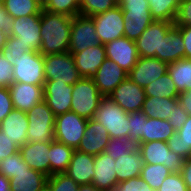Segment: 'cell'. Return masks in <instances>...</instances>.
Returning <instances> with one entry per match:
<instances>
[{
    "instance_id": "obj_1",
    "label": "cell",
    "mask_w": 191,
    "mask_h": 191,
    "mask_svg": "<svg viewBox=\"0 0 191 191\" xmlns=\"http://www.w3.org/2000/svg\"><path fill=\"white\" fill-rule=\"evenodd\" d=\"M71 25V16L42 9L40 53L50 55L69 52Z\"/></svg>"
},
{
    "instance_id": "obj_2",
    "label": "cell",
    "mask_w": 191,
    "mask_h": 191,
    "mask_svg": "<svg viewBox=\"0 0 191 191\" xmlns=\"http://www.w3.org/2000/svg\"><path fill=\"white\" fill-rule=\"evenodd\" d=\"M27 139L30 143H52L55 141V115L45 100L34 105L27 112Z\"/></svg>"
},
{
    "instance_id": "obj_3",
    "label": "cell",
    "mask_w": 191,
    "mask_h": 191,
    "mask_svg": "<svg viewBox=\"0 0 191 191\" xmlns=\"http://www.w3.org/2000/svg\"><path fill=\"white\" fill-rule=\"evenodd\" d=\"M101 123L109 133V137H129V113L124 111L109 96H103L93 118Z\"/></svg>"
},
{
    "instance_id": "obj_4",
    "label": "cell",
    "mask_w": 191,
    "mask_h": 191,
    "mask_svg": "<svg viewBox=\"0 0 191 191\" xmlns=\"http://www.w3.org/2000/svg\"><path fill=\"white\" fill-rule=\"evenodd\" d=\"M71 109L79 116L89 120L93 118L103 95L98 91L92 78L82 77L73 85Z\"/></svg>"
},
{
    "instance_id": "obj_5",
    "label": "cell",
    "mask_w": 191,
    "mask_h": 191,
    "mask_svg": "<svg viewBox=\"0 0 191 191\" xmlns=\"http://www.w3.org/2000/svg\"><path fill=\"white\" fill-rule=\"evenodd\" d=\"M124 16V37L136 41L154 21L147 0H130L121 5Z\"/></svg>"
},
{
    "instance_id": "obj_6",
    "label": "cell",
    "mask_w": 191,
    "mask_h": 191,
    "mask_svg": "<svg viewBox=\"0 0 191 191\" xmlns=\"http://www.w3.org/2000/svg\"><path fill=\"white\" fill-rule=\"evenodd\" d=\"M43 57L46 81L65 82L68 85H74L82 78L71 53L50 54L43 55Z\"/></svg>"
},
{
    "instance_id": "obj_7",
    "label": "cell",
    "mask_w": 191,
    "mask_h": 191,
    "mask_svg": "<svg viewBox=\"0 0 191 191\" xmlns=\"http://www.w3.org/2000/svg\"><path fill=\"white\" fill-rule=\"evenodd\" d=\"M13 82L44 86V57L40 52L28 51L15 59Z\"/></svg>"
},
{
    "instance_id": "obj_8",
    "label": "cell",
    "mask_w": 191,
    "mask_h": 191,
    "mask_svg": "<svg viewBox=\"0 0 191 191\" xmlns=\"http://www.w3.org/2000/svg\"><path fill=\"white\" fill-rule=\"evenodd\" d=\"M88 120L73 111L55 116V141L77 149L87 127Z\"/></svg>"
},
{
    "instance_id": "obj_9",
    "label": "cell",
    "mask_w": 191,
    "mask_h": 191,
    "mask_svg": "<svg viewBox=\"0 0 191 191\" xmlns=\"http://www.w3.org/2000/svg\"><path fill=\"white\" fill-rule=\"evenodd\" d=\"M145 164H162L170 172L181 173L184 158L171 151L167 142L151 141L139 144V149Z\"/></svg>"
},
{
    "instance_id": "obj_10",
    "label": "cell",
    "mask_w": 191,
    "mask_h": 191,
    "mask_svg": "<svg viewBox=\"0 0 191 191\" xmlns=\"http://www.w3.org/2000/svg\"><path fill=\"white\" fill-rule=\"evenodd\" d=\"M93 19L99 43L107 44L113 40L124 37V16L120 5L104 13L91 16Z\"/></svg>"
},
{
    "instance_id": "obj_11",
    "label": "cell",
    "mask_w": 191,
    "mask_h": 191,
    "mask_svg": "<svg viewBox=\"0 0 191 191\" xmlns=\"http://www.w3.org/2000/svg\"><path fill=\"white\" fill-rule=\"evenodd\" d=\"M41 14L27 17L14 18L11 33L17 42L27 47L30 51L40 52L41 47Z\"/></svg>"
},
{
    "instance_id": "obj_12",
    "label": "cell",
    "mask_w": 191,
    "mask_h": 191,
    "mask_svg": "<svg viewBox=\"0 0 191 191\" xmlns=\"http://www.w3.org/2000/svg\"><path fill=\"white\" fill-rule=\"evenodd\" d=\"M99 37L91 17H72L69 53H78L98 44Z\"/></svg>"
},
{
    "instance_id": "obj_13",
    "label": "cell",
    "mask_w": 191,
    "mask_h": 191,
    "mask_svg": "<svg viewBox=\"0 0 191 191\" xmlns=\"http://www.w3.org/2000/svg\"><path fill=\"white\" fill-rule=\"evenodd\" d=\"M173 24L154 20L135 41L139 57L157 58L160 55L161 41Z\"/></svg>"
},
{
    "instance_id": "obj_14",
    "label": "cell",
    "mask_w": 191,
    "mask_h": 191,
    "mask_svg": "<svg viewBox=\"0 0 191 191\" xmlns=\"http://www.w3.org/2000/svg\"><path fill=\"white\" fill-rule=\"evenodd\" d=\"M109 97L127 113L141 111L146 99L144 88L128 77L122 81Z\"/></svg>"
},
{
    "instance_id": "obj_15",
    "label": "cell",
    "mask_w": 191,
    "mask_h": 191,
    "mask_svg": "<svg viewBox=\"0 0 191 191\" xmlns=\"http://www.w3.org/2000/svg\"><path fill=\"white\" fill-rule=\"evenodd\" d=\"M106 57L117 63L125 72L129 73L136 65L139 54L135 41L121 37L105 44Z\"/></svg>"
},
{
    "instance_id": "obj_16",
    "label": "cell",
    "mask_w": 191,
    "mask_h": 191,
    "mask_svg": "<svg viewBox=\"0 0 191 191\" xmlns=\"http://www.w3.org/2000/svg\"><path fill=\"white\" fill-rule=\"evenodd\" d=\"M168 65L155 57H139L136 65L128 73V78L144 88L168 72Z\"/></svg>"
},
{
    "instance_id": "obj_17",
    "label": "cell",
    "mask_w": 191,
    "mask_h": 191,
    "mask_svg": "<svg viewBox=\"0 0 191 191\" xmlns=\"http://www.w3.org/2000/svg\"><path fill=\"white\" fill-rule=\"evenodd\" d=\"M73 85L57 81H45L43 86L44 100L55 116L71 109Z\"/></svg>"
},
{
    "instance_id": "obj_18",
    "label": "cell",
    "mask_w": 191,
    "mask_h": 191,
    "mask_svg": "<svg viewBox=\"0 0 191 191\" xmlns=\"http://www.w3.org/2000/svg\"><path fill=\"white\" fill-rule=\"evenodd\" d=\"M127 77V72L117 63L106 58L92 79L98 91L103 96H109Z\"/></svg>"
},
{
    "instance_id": "obj_19",
    "label": "cell",
    "mask_w": 191,
    "mask_h": 191,
    "mask_svg": "<svg viewBox=\"0 0 191 191\" xmlns=\"http://www.w3.org/2000/svg\"><path fill=\"white\" fill-rule=\"evenodd\" d=\"M109 140V133L105 127L91 118L87 122L86 130L77 150L97 156L105 151Z\"/></svg>"
},
{
    "instance_id": "obj_20",
    "label": "cell",
    "mask_w": 191,
    "mask_h": 191,
    "mask_svg": "<svg viewBox=\"0 0 191 191\" xmlns=\"http://www.w3.org/2000/svg\"><path fill=\"white\" fill-rule=\"evenodd\" d=\"M71 54L80 75L84 78H93L98 68L107 58L105 45L101 43L95 44L84 51Z\"/></svg>"
},
{
    "instance_id": "obj_21",
    "label": "cell",
    "mask_w": 191,
    "mask_h": 191,
    "mask_svg": "<svg viewBox=\"0 0 191 191\" xmlns=\"http://www.w3.org/2000/svg\"><path fill=\"white\" fill-rule=\"evenodd\" d=\"M13 107L27 112L34 105L44 100L43 86L13 82L9 87Z\"/></svg>"
},
{
    "instance_id": "obj_22",
    "label": "cell",
    "mask_w": 191,
    "mask_h": 191,
    "mask_svg": "<svg viewBox=\"0 0 191 191\" xmlns=\"http://www.w3.org/2000/svg\"><path fill=\"white\" fill-rule=\"evenodd\" d=\"M94 169L95 156L75 149L65 173L77 184L85 185L92 184V179L95 175Z\"/></svg>"
},
{
    "instance_id": "obj_23",
    "label": "cell",
    "mask_w": 191,
    "mask_h": 191,
    "mask_svg": "<svg viewBox=\"0 0 191 191\" xmlns=\"http://www.w3.org/2000/svg\"><path fill=\"white\" fill-rule=\"evenodd\" d=\"M49 150L50 143L27 142L19 148L24 162L31 169L41 172L48 177L50 176Z\"/></svg>"
},
{
    "instance_id": "obj_24",
    "label": "cell",
    "mask_w": 191,
    "mask_h": 191,
    "mask_svg": "<svg viewBox=\"0 0 191 191\" xmlns=\"http://www.w3.org/2000/svg\"><path fill=\"white\" fill-rule=\"evenodd\" d=\"M115 163V160L106 152L95 156V175L92 184L101 191H111L118 184Z\"/></svg>"
},
{
    "instance_id": "obj_25",
    "label": "cell",
    "mask_w": 191,
    "mask_h": 191,
    "mask_svg": "<svg viewBox=\"0 0 191 191\" xmlns=\"http://www.w3.org/2000/svg\"><path fill=\"white\" fill-rule=\"evenodd\" d=\"M28 117L25 111L13 109L0 123V130L20 147L28 142Z\"/></svg>"
},
{
    "instance_id": "obj_26",
    "label": "cell",
    "mask_w": 191,
    "mask_h": 191,
    "mask_svg": "<svg viewBox=\"0 0 191 191\" xmlns=\"http://www.w3.org/2000/svg\"><path fill=\"white\" fill-rule=\"evenodd\" d=\"M182 58H185L184 42L179 26L173 24L161 41L160 55L157 59L170 64Z\"/></svg>"
},
{
    "instance_id": "obj_27",
    "label": "cell",
    "mask_w": 191,
    "mask_h": 191,
    "mask_svg": "<svg viewBox=\"0 0 191 191\" xmlns=\"http://www.w3.org/2000/svg\"><path fill=\"white\" fill-rule=\"evenodd\" d=\"M48 176L34 169H20L9 179L10 191H39L47 185Z\"/></svg>"
},
{
    "instance_id": "obj_28",
    "label": "cell",
    "mask_w": 191,
    "mask_h": 191,
    "mask_svg": "<svg viewBox=\"0 0 191 191\" xmlns=\"http://www.w3.org/2000/svg\"><path fill=\"white\" fill-rule=\"evenodd\" d=\"M115 162L118 183L139 177L145 164L139 150L127 155H121L117 157Z\"/></svg>"
},
{
    "instance_id": "obj_29",
    "label": "cell",
    "mask_w": 191,
    "mask_h": 191,
    "mask_svg": "<svg viewBox=\"0 0 191 191\" xmlns=\"http://www.w3.org/2000/svg\"><path fill=\"white\" fill-rule=\"evenodd\" d=\"M178 97L176 98H162L146 96L142 105L141 111L147 118H159L161 120H168L178 104Z\"/></svg>"
},
{
    "instance_id": "obj_30",
    "label": "cell",
    "mask_w": 191,
    "mask_h": 191,
    "mask_svg": "<svg viewBox=\"0 0 191 191\" xmlns=\"http://www.w3.org/2000/svg\"><path fill=\"white\" fill-rule=\"evenodd\" d=\"M174 132L175 130L168 123V120L146 118L143 122L142 139L138 143L140 144L151 141L167 142Z\"/></svg>"
},
{
    "instance_id": "obj_31",
    "label": "cell",
    "mask_w": 191,
    "mask_h": 191,
    "mask_svg": "<svg viewBox=\"0 0 191 191\" xmlns=\"http://www.w3.org/2000/svg\"><path fill=\"white\" fill-rule=\"evenodd\" d=\"M74 151V148L60 142L54 141L50 143V176L67 171Z\"/></svg>"
},
{
    "instance_id": "obj_32",
    "label": "cell",
    "mask_w": 191,
    "mask_h": 191,
    "mask_svg": "<svg viewBox=\"0 0 191 191\" xmlns=\"http://www.w3.org/2000/svg\"><path fill=\"white\" fill-rule=\"evenodd\" d=\"M167 144L171 151L184 159L191 157V115L188 116L181 129L169 138Z\"/></svg>"
},
{
    "instance_id": "obj_33",
    "label": "cell",
    "mask_w": 191,
    "mask_h": 191,
    "mask_svg": "<svg viewBox=\"0 0 191 191\" xmlns=\"http://www.w3.org/2000/svg\"><path fill=\"white\" fill-rule=\"evenodd\" d=\"M168 73L178 93L191 90V59L182 58L170 63Z\"/></svg>"
},
{
    "instance_id": "obj_34",
    "label": "cell",
    "mask_w": 191,
    "mask_h": 191,
    "mask_svg": "<svg viewBox=\"0 0 191 191\" xmlns=\"http://www.w3.org/2000/svg\"><path fill=\"white\" fill-rule=\"evenodd\" d=\"M152 18L156 21L174 23L182 0H147Z\"/></svg>"
},
{
    "instance_id": "obj_35",
    "label": "cell",
    "mask_w": 191,
    "mask_h": 191,
    "mask_svg": "<svg viewBox=\"0 0 191 191\" xmlns=\"http://www.w3.org/2000/svg\"><path fill=\"white\" fill-rule=\"evenodd\" d=\"M3 7L13 18L41 14L43 9L39 0H6Z\"/></svg>"
},
{
    "instance_id": "obj_36",
    "label": "cell",
    "mask_w": 191,
    "mask_h": 191,
    "mask_svg": "<svg viewBox=\"0 0 191 191\" xmlns=\"http://www.w3.org/2000/svg\"><path fill=\"white\" fill-rule=\"evenodd\" d=\"M146 96L176 98L179 93L168 72L144 87Z\"/></svg>"
},
{
    "instance_id": "obj_37",
    "label": "cell",
    "mask_w": 191,
    "mask_h": 191,
    "mask_svg": "<svg viewBox=\"0 0 191 191\" xmlns=\"http://www.w3.org/2000/svg\"><path fill=\"white\" fill-rule=\"evenodd\" d=\"M167 167L162 164H144L140 177L155 191L161 187L165 178L171 174Z\"/></svg>"
},
{
    "instance_id": "obj_38",
    "label": "cell",
    "mask_w": 191,
    "mask_h": 191,
    "mask_svg": "<svg viewBox=\"0 0 191 191\" xmlns=\"http://www.w3.org/2000/svg\"><path fill=\"white\" fill-rule=\"evenodd\" d=\"M138 149L139 143L136 139L130 137L110 138L104 152L108 153L111 158L116 160L117 157L136 152Z\"/></svg>"
},
{
    "instance_id": "obj_39",
    "label": "cell",
    "mask_w": 191,
    "mask_h": 191,
    "mask_svg": "<svg viewBox=\"0 0 191 191\" xmlns=\"http://www.w3.org/2000/svg\"><path fill=\"white\" fill-rule=\"evenodd\" d=\"M117 0H80L81 16L91 17L117 6Z\"/></svg>"
},
{
    "instance_id": "obj_40",
    "label": "cell",
    "mask_w": 191,
    "mask_h": 191,
    "mask_svg": "<svg viewBox=\"0 0 191 191\" xmlns=\"http://www.w3.org/2000/svg\"><path fill=\"white\" fill-rule=\"evenodd\" d=\"M43 9L48 12L75 17L80 13V0H51Z\"/></svg>"
},
{
    "instance_id": "obj_41",
    "label": "cell",
    "mask_w": 191,
    "mask_h": 191,
    "mask_svg": "<svg viewBox=\"0 0 191 191\" xmlns=\"http://www.w3.org/2000/svg\"><path fill=\"white\" fill-rule=\"evenodd\" d=\"M20 169H31L22 159L21 153L17 152L0 161V175L7 178L15 177Z\"/></svg>"
},
{
    "instance_id": "obj_42",
    "label": "cell",
    "mask_w": 191,
    "mask_h": 191,
    "mask_svg": "<svg viewBox=\"0 0 191 191\" xmlns=\"http://www.w3.org/2000/svg\"><path fill=\"white\" fill-rule=\"evenodd\" d=\"M47 185L51 188V191H78L79 188V184L73 181L65 172L49 176Z\"/></svg>"
},
{
    "instance_id": "obj_43",
    "label": "cell",
    "mask_w": 191,
    "mask_h": 191,
    "mask_svg": "<svg viewBox=\"0 0 191 191\" xmlns=\"http://www.w3.org/2000/svg\"><path fill=\"white\" fill-rule=\"evenodd\" d=\"M30 51L27 47L17 42L13 36H7L6 43L0 53L10 64H14L15 59L22 56L25 52Z\"/></svg>"
},
{
    "instance_id": "obj_44",
    "label": "cell",
    "mask_w": 191,
    "mask_h": 191,
    "mask_svg": "<svg viewBox=\"0 0 191 191\" xmlns=\"http://www.w3.org/2000/svg\"><path fill=\"white\" fill-rule=\"evenodd\" d=\"M147 116L142 111L129 113V137L138 142L142 139L143 122Z\"/></svg>"
},
{
    "instance_id": "obj_45",
    "label": "cell",
    "mask_w": 191,
    "mask_h": 191,
    "mask_svg": "<svg viewBox=\"0 0 191 191\" xmlns=\"http://www.w3.org/2000/svg\"><path fill=\"white\" fill-rule=\"evenodd\" d=\"M111 191H155L140 176L116 184Z\"/></svg>"
},
{
    "instance_id": "obj_46",
    "label": "cell",
    "mask_w": 191,
    "mask_h": 191,
    "mask_svg": "<svg viewBox=\"0 0 191 191\" xmlns=\"http://www.w3.org/2000/svg\"><path fill=\"white\" fill-rule=\"evenodd\" d=\"M158 191H189L181 173L169 174Z\"/></svg>"
},
{
    "instance_id": "obj_47",
    "label": "cell",
    "mask_w": 191,
    "mask_h": 191,
    "mask_svg": "<svg viewBox=\"0 0 191 191\" xmlns=\"http://www.w3.org/2000/svg\"><path fill=\"white\" fill-rule=\"evenodd\" d=\"M179 27L191 26V0H182L174 22Z\"/></svg>"
},
{
    "instance_id": "obj_48",
    "label": "cell",
    "mask_w": 191,
    "mask_h": 191,
    "mask_svg": "<svg viewBox=\"0 0 191 191\" xmlns=\"http://www.w3.org/2000/svg\"><path fill=\"white\" fill-rule=\"evenodd\" d=\"M13 65L0 53V87H9L13 83Z\"/></svg>"
},
{
    "instance_id": "obj_49",
    "label": "cell",
    "mask_w": 191,
    "mask_h": 191,
    "mask_svg": "<svg viewBox=\"0 0 191 191\" xmlns=\"http://www.w3.org/2000/svg\"><path fill=\"white\" fill-rule=\"evenodd\" d=\"M19 146L0 130V161L19 152Z\"/></svg>"
},
{
    "instance_id": "obj_50",
    "label": "cell",
    "mask_w": 191,
    "mask_h": 191,
    "mask_svg": "<svg viewBox=\"0 0 191 191\" xmlns=\"http://www.w3.org/2000/svg\"><path fill=\"white\" fill-rule=\"evenodd\" d=\"M14 109L8 87H0V123Z\"/></svg>"
},
{
    "instance_id": "obj_51",
    "label": "cell",
    "mask_w": 191,
    "mask_h": 191,
    "mask_svg": "<svg viewBox=\"0 0 191 191\" xmlns=\"http://www.w3.org/2000/svg\"><path fill=\"white\" fill-rule=\"evenodd\" d=\"M188 116V113L183 109L182 105L178 103L174 108L172 116L169 117L168 123L173 127L175 132H177L188 119Z\"/></svg>"
},
{
    "instance_id": "obj_52",
    "label": "cell",
    "mask_w": 191,
    "mask_h": 191,
    "mask_svg": "<svg viewBox=\"0 0 191 191\" xmlns=\"http://www.w3.org/2000/svg\"><path fill=\"white\" fill-rule=\"evenodd\" d=\"M14 21V18L7 13L3 5H0V28L6 35L11 33V25Z\"/></svg>"
},
{
    "instance_id": "obj_53",
    "label": "cell",
    "mask_w": 191,
    "mask_h": 191,
    "mask_svg": "<svg viewBox=\"0 0 191 191\" xmlns=\"http://www.w3.org/2000/svg\"><path fill=\"white\" fill-rule=\"evenodd\" d=\"M179 32L184 42L185 58L191 59V26L179 27Z\"/></svg>"
},
{
    "instance_id": "obj_54",
    "label": "cell",
    "mask_w": 191,
    "mask_h": 191,
    "mask_svg": "<svg viewBox=\"0 0 191 191\" xmlns=\"http://www.w3.org/2000/svg\"><path fill=\"white\" fill-rule=\"evenodd\" d=\"M178 102L182 105L188 115H191V90L179 93Z\"/></svg>"
},
{
    "instance_id": "obj_55",
    "label": "cell",
    "mask_w": 191,
    "mask_h": 191,
    "mask_svg": "<svg viewBox=\"0 0 191 191\" xmlns=\"http://www.w3.org/2000/svg\"><path fill=\"white\" fill-rule=\"evenodd\" d=\"M183 180L188 187V190L191 191V159H185L181 171Z\"/></svg>"
},
{
    "instance_id": "obj_56",
    "label": "cell",
    "mask_w": 191,
    "mask_h": 191,
    "mask_svg": "<svg viewBox=\"0 0 191 191\" xmlns=\"http://www.w3.org/2000/svg\"><path fill=\"white\" fill-rule=\"evenodd\" d=\"M0 191H10L9 178L0 175Z\"/></svg>"
},
{
    "instance_id": "obj_57",
    "label": "cell",
    "mask_w": 191,
    "mask_h": 191,
    "mask_svg": "<svg viewBox=\"0 0 191 191\" xmlns=\"http://www.w3.org/2000/svg\"><path fill=\"white\" fill-rule=\"evenodd\" d=\"M78 191H101L93 184L79 185Z\"/></svg>"
},
{
    "instance_id": "obj_58",
    "label": "cell",
    "mask_w": 191,
    "mask_h": 191,
    "mask_svg": "<svg viewBox=\"0 0 191 191\" xmlns=\"http://www.w3.org/2000/svg\"><path fill=\"white\" fill-rule=\"evenodd\" d=\"M7 36H8V35H6V34L3 32L2 28H0V51H1V49L4 47V45H5V43H6Z\"/></svg>"
},
{
    "instance_id": "obj_59",
    "label": "cell",
    "mask_w": 191,
    "mask_h": 191,
    "mask_svg": "<svg viewBox=\"0 0 191 191\" xmlns=\"http://www.w3.org/2000/svg\"><path fill=\"white\" fill-rule=\"evenodd\" d=\"M51 0H39L40 5L44 7L46 4H48Z\"/></svg>"
},
{
    "instance_id": "obj_60",
    "label": "cell",
    "mask_w": 191,
    "mask_h": 191,
    "mask_svg": "<svg viewBox=\"0 0 191 191\" xmlns=\"http://www.w3.org/2000/svg\"><path fill=\"white\" fill-rule=\"evenodd\" d=\"M39 191H51V188L48 185H45L42 189Z\"/></svg>"
},
{
    "instance_id": "obj_61",
    "label": "cell",
    "mask_w": 191,
    "mask_h": 191,
    "mask_svg": "<svg viewBox=\"0 0 191 191\" xmlns=\"http://www.w3.org/2000/svg\"><path fill=\"white\" fill-rule=\"evenodd\" d=\"M124 2H130V0H117L118 5H122Z\"/></svg>"
},
{
    "instance_id": "obj_62",
    "label": "cell",
    "mask_w": 191,
    "mask_h": 191,
    "mask_svg": "<svg viewBox=\"0 0 191 191\" xmlns=\"http://www.w3.org/2000/svg\"><path fill=\"white\" fill-rule=\"evenodd\" d=\"M6 0H0V5H3Z\"/></svg>"
}]
</instances>
